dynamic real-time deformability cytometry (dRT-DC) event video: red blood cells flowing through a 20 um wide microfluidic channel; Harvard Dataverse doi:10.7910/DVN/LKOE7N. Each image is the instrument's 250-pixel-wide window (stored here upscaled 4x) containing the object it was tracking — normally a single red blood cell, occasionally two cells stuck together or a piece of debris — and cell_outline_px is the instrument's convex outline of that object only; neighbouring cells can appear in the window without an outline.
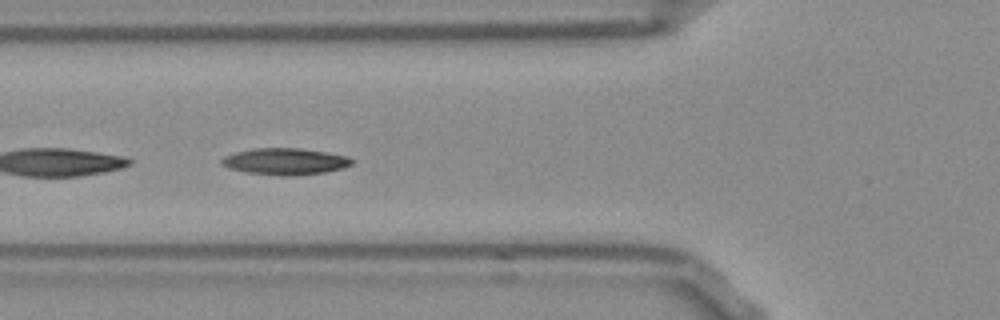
{"species": "Egyptian fruit bat (a non-hibernating species)", "species_latin": "Rousettus aegyptiacus", "temperature_condition": "room temperature", "stored_images_in_passage": 53, "segment_of_instrument_passage": [2, 2], "camera_frame_rate_fps": 3000, "um_per_image_px": 0.085, "frame": {"image": 1, "passage_image": 19, "time_ms": 6.0, "image_size_px": [1000, 320], "cell_outline_px": [[352, 164], [344, 168], [324, 172], [296, 176], [280, 176], [244, 172], [228, 168], [220, 164], [220, 160], [224, 156], [236, 152], [256, 148], [300, 148], [348, 156], [352, 160]], "centroid_in_image_um": [24.2, 13.73], "position_along_channel_um": 101.6, "area_um2": 20.29}}
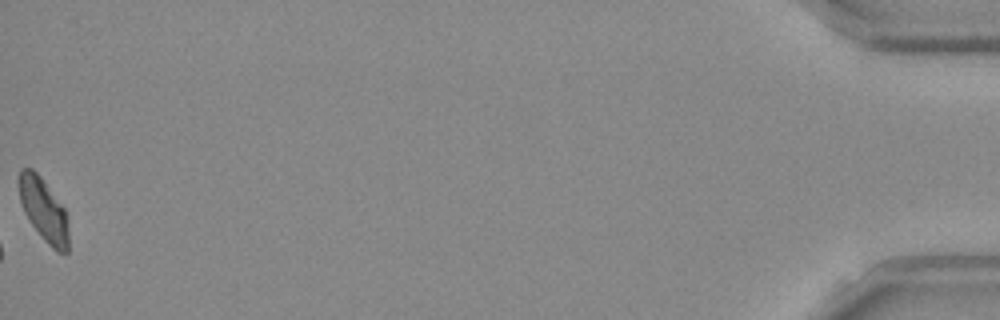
{"frame": {"image": 2, "passage_image": 53, "time_ms": 17.333, "image_size_px": [1000, 320], "cell_outline_px": [[68, 252], [56, 252], [44, 240], [32, 224], [24, 212], [20, 200], [20, 168], [32, 168], [40, 176], [64, 208], [68, 216]], "centroid_in_image_um": [3.74, 17.87], "position_along_channel_um": 431.5, "area_um2": 17.92}}